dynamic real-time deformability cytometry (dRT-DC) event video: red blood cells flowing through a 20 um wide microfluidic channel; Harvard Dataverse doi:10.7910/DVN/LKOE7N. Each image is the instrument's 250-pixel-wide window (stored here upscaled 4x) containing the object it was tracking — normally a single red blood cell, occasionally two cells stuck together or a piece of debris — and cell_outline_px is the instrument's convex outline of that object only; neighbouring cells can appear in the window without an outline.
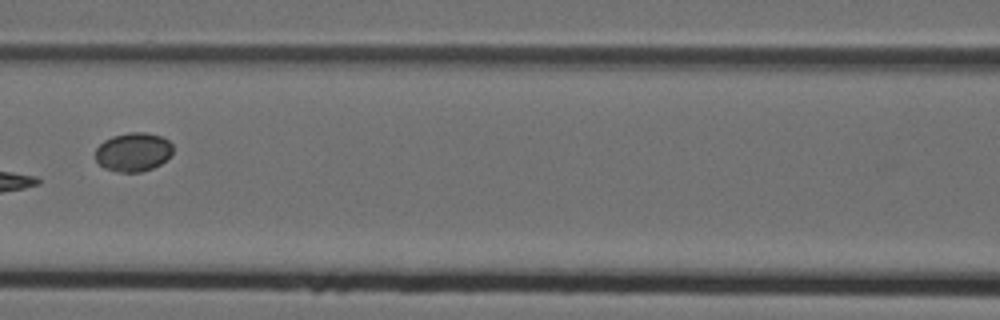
{"species": "Egyptian fruit bat (a non-hibernating species)", "species_latin": "Rousettus aegyptiacus", "temperature_condition": "cold", "stored_images_in_passage": 7, "camera_frame_rate_fps": 3000, "um_per_image_px": 0.085, "animal": {"sex": "female"}, "frame": {"image": 1, "passage_image": 7, "time_ms": 2.0, "image_size_px": [1000, 320], "cell_outline_px": [[172, 152], [160, 164], [152, 168], [140, 172], [120, 172], [104, 168], [96, 160], [96, 148], [104, 140], [112, 136], [128, 132], [144, 132], [160, 136], [168, 140], [172, 144]], "centroid_in_image_um": [11.31, 12.91], "position_along_channel_um": 155.3, "area_um2": 17.4}}